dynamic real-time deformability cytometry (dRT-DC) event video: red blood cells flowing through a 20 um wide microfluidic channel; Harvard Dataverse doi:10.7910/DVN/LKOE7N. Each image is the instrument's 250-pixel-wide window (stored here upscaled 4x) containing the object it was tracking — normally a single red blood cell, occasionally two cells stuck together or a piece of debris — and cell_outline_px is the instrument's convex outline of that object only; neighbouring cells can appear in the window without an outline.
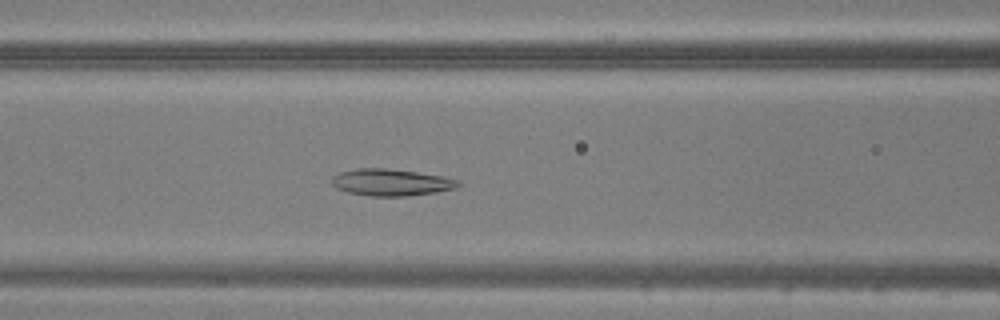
{"species": "common noctule bat (a hibernating species)", "species_latin": "Nyctalus noctula", "temperature_condition": "warm", "stored_images_in_passage": 38, "camera_frame_rate_fps": 3000, "um_per_image_px": 0.085, "animal": {"sex": "male", "body_mass_g": 20.5, "forearm_length_mm": 52.5}, "frame": {"image": 1, "passage_image": 11, "time_ms": 3.333, "image_size_px": [1000, 320], "cell_outline_px": [[460, 184], [456, 188], [436, 192], [408, 196], [372, 196], [348, 192], [336, 188], [332, 184], [332, 176], [340, 172], [356, 168], [384, 168], [416, 172], [444, 176], [460, 180]], "centroid_in_image_um": [33.25, 15.5], "position_along_channel_um": 133.3, "area_um2": 19.77}}
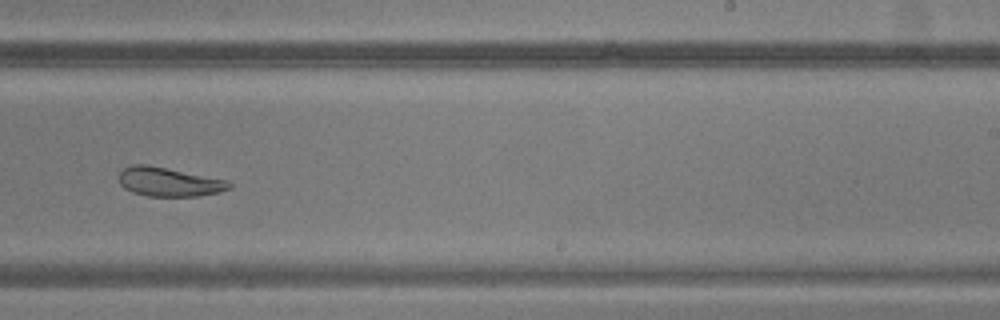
{"frame": {"image": 2, "passage_image": 21, "time_ms": 6.667, "image_size_px": [1000, 320], "cell_outline_px": [[232, 188], [220, 192], [196, 196], [148, 196], [132, 192], [124, 188], [120, 184], [116, 176], [124, 168], [132, 164], [148, 164], [228, 180], [232, 184]], "centroid_in_image_um": [14.34, 15.45], "position_along_channel_um": 274.7, "area_um2": 18.9}}
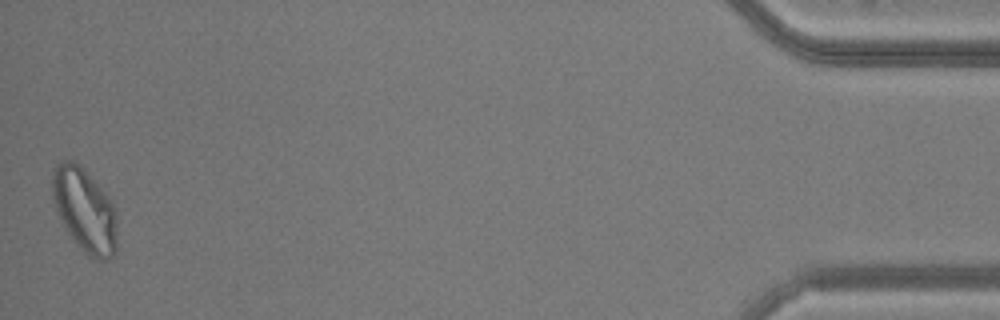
{"frame": {"image": 3, "passage_image": 38, "time_ms": 12.333, "image_size_px": [1000, 320], "cell_outline_px": [[116, 252], [108, 260], [92, 260], [80, 248], [68, 232], [52, 200], [52, 168], [56, 164], [64, 160], [72, 160], [80, 164], [84, 168], [112, 200], [116, 216]], "centroid_in_image_um": [7.2, 17.85], "position_along_channel_um": 428.0, "area_um2": 31.85}}